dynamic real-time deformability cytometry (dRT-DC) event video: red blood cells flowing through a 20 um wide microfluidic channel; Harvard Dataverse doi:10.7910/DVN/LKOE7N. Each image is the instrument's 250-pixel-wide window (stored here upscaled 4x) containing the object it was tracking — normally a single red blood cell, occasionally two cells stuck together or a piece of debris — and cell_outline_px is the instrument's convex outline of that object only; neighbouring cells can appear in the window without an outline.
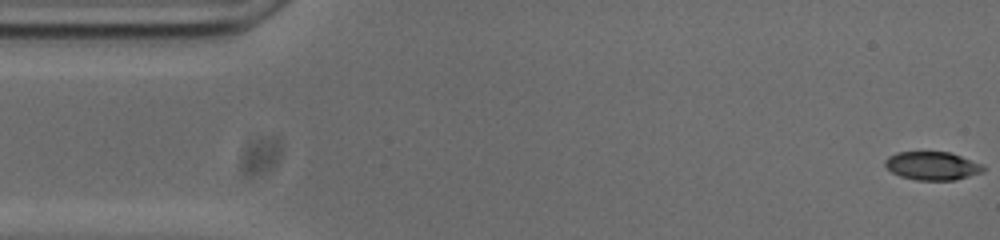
{"species": "common noctule bat (a hibernating species)", "species_latin": "Nyctalus noctula", "temperature_condition": "cold", "stored_images_in_passage": 54, "camera_frame_rate_fps": 3000, "um_per_image_px": 0.085, "animal": {"sex": "male", "body_mass_g": 20.0, "forearm_length_mm": 53.3}, "frame": {"image": 1, "passage_image": 1, "time_ms": 0.0, "image_size_px": [1000, 240], "cell_outline_px": [[984, 172], [956, 180], [916, 180], [900, 176], [892, 172], [884, 164], [884, 160], [888, 156], [896, 152], [948, 152], [960, 156], [980, 164], [984, 168]], "centroid_in_image_um": [79.21, 14.1], "position_along_channel_um": 5.8, "area_um2": 16.13}}
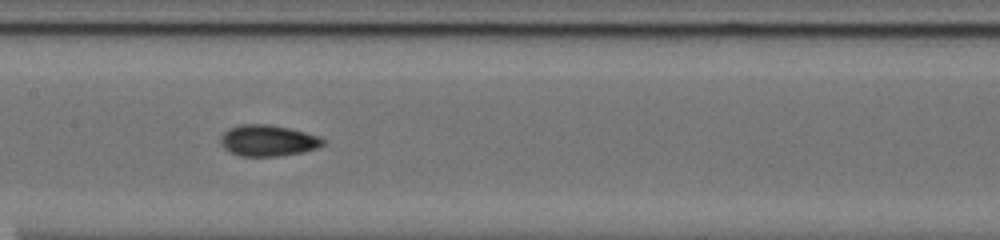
{"frame": {"image": 2, "passage_image": 25, "time_ms": 8.0, "image_size_px": [1000, 240], "cell_outline_px": [[328, 140], [324, 144], [316, 148], [304, 152], [276, 156], [240, 156], [224, 148], [220, 144], [220, 136], [228, 128], [240, 124], [268, 124], [288, 128], [320, 136]], "centroid_in_image_um": [22.78, 11.94], "position_along_channel_um": 184.6, "area_um2": 18.73}}
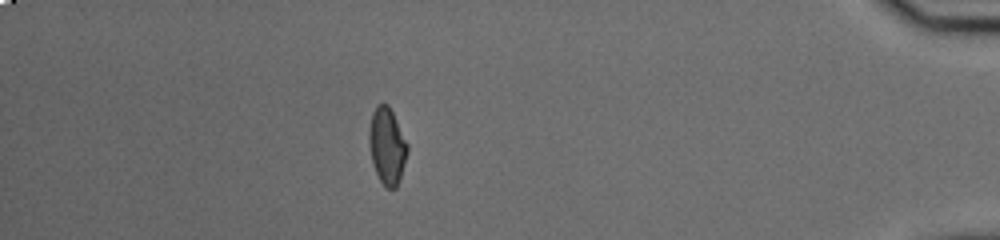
{"frame": {"image": 3, "passage_image": 47, "time_ms": 15.333, "image_size_px": [1000, 240], "cell_outline_px": [[408, 152], [396, 188], [384, 188], [376, 172], [372, 160], [368, 136], [368, 132], [372, 112], [380, 104], [388, 104], [408, 144]], "centroid_in_image_um": [32.9, 12.41], "position_along_channel_um": 402.3, "area_um2": 16.82}, "authors_computed_cell_mechanics": {"area_um2": 17.5712, "velocity_mm_per_s": 3.7357, "shape_relaxation_time_tau1_ms": 10.743, "shape_relaxation_time_tau2_ms": 2.1629, "deformation_change_tau1": 0.2313, "deformation_change_tau2": 0.0538}}